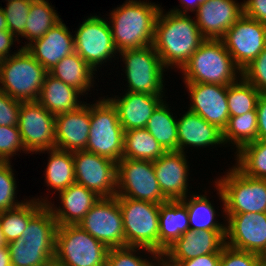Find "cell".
Instances as JSON below:
<instances>
[{"label":"cell","mask_w":266,"mask_h":266,"mask_svg":"<svg viewBox=\"0 0 266 266\" xmlns=\"http://www.w3.org/2000/svg\"><path fill=\"white\" fill-rule=\"evenodd\" d=\"M80 95L85 94L47 73L37 101L50 113L57 115L75 111L86 103L78 100Z\"/></svg>","instance_id":"obj_26"},{"label":"cell","mask_w":266,"mask_h":266,"mask_svg":"<svg viewBox=\"0 0 266 266\" xmlns=\"http://www.w3.org/2000/svg\"><path fill=\"white\" fill-rule=\"evenodd\" d=\"M122 97V98H121ZM163 95H151L126 91L125 95L108 97L116 108L124 131L145 128L156 108L164 101Z\"/></svg>","instance_id":"obj_23"},{"label":"cell","mask_w":266,"mask_h":266,"mask_svg":"<svg viewBox=\"0 0 266 266\" xmlns=\"http://www.w3.org/2000/svg\"><path fill=\"white\" fill-rule=\"evenodd\" d=\"M221 253H210L185 261H179L175 266H219Z\"/></svg>","instance_id":"obj_48"},{"label":"cell","mask_w":266,"mask_h":266,"mask_svg":"<svg viewBox=\"0 0 266 266\" xmlns=\"http://www.w3.org/2000/svg\"><path fill=\"white\" fill-rule=\"evenodd\" d=\"M117 195L151 203L163 204V195L155 176L153 162L122 158L117 163Z\"/></svg>","instance_id":"obj_10"},{"label":"cell","mask_w":266,"mask_h":266,"mask_svg":"<svg viewBox=\"0 0 266 266\" xmlns=\"http://www.w3.org/2000/svg\"><path fill=\"white\" fill-rule=\"evenodd\" d=\"M0 30H8L5 14L1 6H0Z\"/></svg>","instance_id":"obj_53"},{"label":"cell","mask_w":266,"mask_h":266,"mask_svg":"<svg viewBox=\"0 0 266 266\" xmlns=\"http://www.w3.org/2000/svg\"><path fill=\"white\" fill-rule=\"evenodd\" d=\"M0 266H11L10 253L7 245L0 247Z\"/></svg>","instance_id":"obj_52"},{"label":"cell","mask_w":266,"mask_h":266,"mask_svg":"<svg viewBox=\"0 0 266 266\" xmlns=\"http://www.w3.org/2000/svg\"><path fill=\"white\" fill-rule=\"evenodd\" d=\"M43 198H33L26 201L24 199L21 205L0 212V224L7 244L21 237L29 220L48 203L49 200L46 197Z\"/></svg>","instance_id":"obj_29"},{"label":"cell","mask_w":266,"mask_h":266,"mask_svg":"<svg viewBox=\"0 0 266 266\" xmlns=\"http://www.w3.org/2000/svg\"><path fill=\"white\" fill-rule=\"evenodd\" d=\"M226 173L214 186L223 213L266 212V179L246 176L235 165Z\"/></svg>","instance_id":"obj_6"},{"label":"cell","mask_w":266,"mask_h":266,"mask_svg":"<svg viewBox=\"0 0 266 266\" xmlns=\"http://www.w3.org/2000/svg\"><path fill=\"white\" fill-rule=\"evenodd\" d=\"M226 230H188L169 245L161 258L171 266L210 253H221L225 242Z\"/></svg>","instance_id":"obj_18"},{"label":"cell","mask_w":266,"mask_h":266,"mask_svg":"<svg viewBox=\"0 0 266 266\" xmlns=\"http://www.w3.org/2000/svg\"><path fill=\"white\" fill-rule=\"evenodd\" d=\"M184 83L230 85L242 75L222 40L206 39L180 70ZM238 75V76H237Z\"/></svg>","instance_id":"obj_3"},{"label":"cell","mask_w":266,"mask_h":266,"mask_svg":"<svg viewBox=\"0 0 266 266\" xmlns=\"http://www.w3.org/2000/svg\"><path fill=\"white\" fill-rule=\"evenodd\" d=\"M78 225L108 248L125 247L123 217L118 198H100Z\"/></svg>","instance_id":"obj_13"},{"label":"cell","mask_w":266,"mask_h":266,"mask_svg":"<svg viewBox=\"0 0 266 266\" xmlns=\"http://www.w3.org/2000/svg\"><path fill=\"white\" fill-rule=\"evenodd\" d=\"M189 91L188 110L200 115L220 130L227 127L230 114L227 102V85L184 83Z\"/></svg>","instance_id":"obj_17"},{"label":"cell","mask_w":266,"mask_h":266,"mask_svg":"<svg viewBox=\"0 0 266 266\" xmlns=\"http://www.w3.org/2000/svg\"><path fill=\"white\" fill-rule=\"evenodd\" d=\"M260 92L242 76L227 87V102L230 117L256 110Z\"/></svg>","instance_id":"obj_39"},{"label":"cell","mask_w":266,"mask_h":266,"mask_svg":"<svg viewBox=\"0 0 266 266\" xmlns=\"http://www.w3.org/2000/svg\"><path fill=\"white\" fill-rule=\"evenodd\" d=\"M226 245L259 254L266 248V212L224 213ZM227 218V219H226Z\"/></svg>","instance_id":"obj_16"},{"label":"cell","mask_w":266,"mask_h":266,"mask_svg":"<svg viewBox=\"0 0 266 266\" xmlns=\"http://www.w3.org/2000/svg\"><path fill=\"white\" fill-rule=\"evenodd\" d=\"M119 56L125 64L126 91L151 95L165 93L163 72L166 68L153 45L126 49L119 52Z\"/></svg>","instance_id":"obj_9"},{"label":"cell","mask_w":266,"mask_h":266,"mask_svg":"<svg viewBox=\"0 0 266 266\" xmlns=\"http://www.w3.org/2000/svg\"><path fill=\"white\" fill-rule=\"evenodd\" d=\"M95 71L76 53L65 56L48 73L82 94L93 88Z\"/></svg>","instance_id":"obj_28"},{"label":"cell","mask_w":266,"mask_h":266,"mask_svg":"<svg viewBox=\"0 0 266 266\" xmlns=\"http://www.w3.org/2000/svg\"><path fill=\"white\" fill-rule=\"evenodd\" d=\"M21 150L26 154L18 126H0V161H10Z\"/></svg>","instance_id":"obj_43"},{"label":"cell","mask_w":266,"mask_h":266,"mask_svg":"<svg viewBox=\"0 0 266 266\" xmlns=\"http://www.w3.org/2000/svg\"><path fill=\"white\" fill-rule=\"evenodd\" d=\"M235 154V166L243 174L256 179H266V140L246 144Z\"/></svg>","instance_id":"obj_38"},{"label":"cell","mask_w":266,"mask_h":266,"mask_svg":"<svg viewBox=\"0 0 266 266\" xmlns=\"http://www.w3.org/2000/svg\"><path fill=\"white\" fill-rule=\"evenodd\" d=\"M90 122L86 151L118 163L123 154L124 130L116 108L107 98L90 105Z\"/></svg>","instance_id":"obj_7"},{"label":"cell","mask_w":266,"mask_h":266,"mask_svg":"<svg viewBox=\"0 0 266 266\" xmlns=\"http://www.w3.org/2000/svg\"><path fill=\"white\" fill-rule=\"evenodd\" d=\"M166 151L146 128L124 131L122 158L155 161Z\"/></svg>","instance_id":"obj_32"},{"label":"cell","mask_w":266,"mask_h":266,"mask_svg":"<svg viewBox=\"0 0 266 266\" xmlns=\"http://www.w3.org/2000/svg\"><path fill=\"white\" fill-rule=\"evenodd\" d=\"M219 266H259L258 254L225 245L221 250Z\"/></svg>","instance_id":"obj_45"},{"label":"cell","mask_w":266,"mask_h":266,"mask_svg":"<svg viewBox=\"0 0 266 266\" xmlns=\"http://www.w3.org/2000/svg\"><path fill=\"white\" fill-rule=\"evenodd\" d=\"M56 219L45 204L30 220L22 232L24 245L55 246Z\"/></svg>","instance_id":"obj_33"},{"label":"cell","mask_w":266,"mask_h":266,"mask_svg":"<svg viewBox=\"0 0 266 266\" xmlns=\"http://www.w3.org/2000/svg\"><path fill=\"white\" fill-rule=\"evenodd\" d=\"M162 9L155 22L153 47L166 70L169 66L181 70L206 39L189 14Z\"/></svg>","instance_id":"obj_1"},{"label":"cell","mask_w":266,"mask_h":266,"mask_svg":"<svg viewBox=\"0 0 266 266\" xmlns=\"http://www.w3.org/2000/svg\"><path fill=\"white\" fill-rule=\"evenodd\" d=\"M258 117V139L266 140V93H261L256 106Z\"/></svg>","instance_id":"obj_49"},{"label":"cell","mask_w":266,"mask_h":266,"mask_svg":"<svg viewBox=\"0 0 266 266\" xmlns=\"http://www.w3.org/2000/svg\"><path fill=\"white\" fill-rule=\"evenodd\" d=\"M243 14L266 24V0H244Z\"/></svg>","instance_id":"obj_47"},{"label":"cell","mask_w":266,"mask_h":266,"mask_svg":"<svg viewBox=\"0 0 266 266\" xmlns=\"http://www.w3.org/2000/svg\"><path fill=\"white\" fill-rule=\"evenodd\" d=\"M24 244L22 237L7 244L11 266H50L54 263L55 246Z\"/></svg>","instance_id":"obj_37"},{"label":"cell","mask_w":266,"mask_h":266,"mask_svg":"<svg viewBox=\"0 0 266 266\" xmlns=\"http://www.w3.org/2000/svg\"><path fill=\"white\" fill-rule=\"evenodd\" d=\"M16 188L11 161H0V212L15 208L24 202L15 200Z\"/></svg>","instance_id":"obj_42"},{"label":"cell","mask_w":266,"mask_h":266,"mask_svg":"<svg viewBox=\"0 0 266 266\" xmlns=\"http://www.w3.org/2000/svg\"><path fill=\"white\" fill-rule=\"evenodd\" d=\"M90 104L55 115V148L69 152L86 150L90 132Z\"/></svg>","instance_id":"obj_21"},{"label":"cell","mask_w":266,"mask_h":266,"mask_svg":"<svg viewBox=\"0 0 266 266\" xmlns=\"http://www.w3.org/2000/svg\"><path fill=\"white\" fill-rule=\"evenodd\" d=\"M108 251L79 225L57 226L54 263L58 266H106Z\"/></svg>","instance_id":"obj_5"},{"label":"cell","mask_w":266,"mask_h":266,"mask_svg":"<svg viewBox=\"0 0 266 266\" xmlns=\"http://www.w3.org/2000/svg\"><path fill=\"white\" fill-rule=\"evenodd\" d=\"M58 193L62 207L61 205L55 207L51 201L47 203L56 219L57 226L78 225L86 213L101 198L76 182Z\"/></svg>","instance_id":"obj_24"},{"label":"cell","mask_w":266,"mask_h":266,"mask_svg":"<svg viewBox=\"0 0 266 266\" xmlns=\"http://www.w3.org/2000/svg\"><path fill=\"white\" fill-rule=\"evenodd\" d=\"M168 106L164 100L153 112L145 128L166 152L178 151L177 118Z\"/></svg>","instance_id":"obj_31"},{"label":"cell","mask_w":266,"mask_h":266,"mask_svg":"<svg viewBox=\"0 0 266 266\" xmlns=\"http://www.w3.org/2000/svg\"><path fill=\"white\" fill-rule=\"evenodd\" d=\"M181 201L186 205L192 231L226 230V225L216 221V211L207 195L189 194ZM190 197V198H189Z\"/></svg>","instance_id":"obj_34"},{"label":"cell","mask_w":266,"mask_h":266,"mask_svg":"<svg viewBox=\"0 0 266 266\" xmlns=\"http://www.w3.org/2000/svg\"><path fill=\"white\" fill-rule=\"evenodd\" d=\"M258 139L257 111H249L243 115L230 117L223 130L224 144H233L237 153L246 144Z\"/></svg>","instance_id":"obj_36"},{"label":"cell","mask_w":266,"mask_h":266,"mask_svg":"<svg viewBox=\"0 0 266 266\" xmlns=\"http://www.w3.org/2000/svg\"><path fill=\"white\" fill-rule=\"evenodd\" d=\"M7 245V242L4 239L1 224H0V247H4Z\"/></svg>","instance_id":"obj_55"},{"label":"cell","mask_w":266,"mask_h":266,"mask_svg":"<svg viewBox=\"0 0 266 266\" xmlns=\"http://www.w3.org/2000/svg\"><path fill=\"white\" fill-rule=\"evenodd\" d=\"M140 251H145L149 254L148 256L151 254L152 259L148 260L146 257L138 256L142 253ZM160 259L161 255L143 247L125 246L109 248L106 266H155Z\"/></svg>","instance_id":"obj_40"},{"label":"cell","mask_w":266,"mask_h":266,"mask_svg":"<svg viewBox=\"0 0 266 266\" xmlns=\"http://www.w3.org/2000/svg\"><path fill=\"white\" fill-rule=\"evenodd\" d=\"M161 5L126 0L109 14L113 42L119 52L153 45L155 22Z\"/></svg>","instance_id":"obj_2"},{"label":"cell","mask_w":266,"mask_h":266,"mask_svg":"<svg viewBox=\"0 0 266 266\" xmlns=\"http://www.w3.org/2000/svg\"><path fill=\"white\" fill-rule=\"evenodd\" d=\"M21 103L0 89V126H18Z\"/></svg>","instance_id":"obj_46"},{"label":"cell","mask_w":266,"mask_h":266,"mask_svg":"<svg viewBox=\"0 0 266 266\" xmlns=\"http://www.w3.org/2000/svg\"><path fill=\"white\" fill-rule=\"evenodd\" d=\"M260 93H266V47L247 67L241 75Z\"/></svg>","instance_id":"obj_44"},{"label":"cell","mask_w":266,"mask_h":266,"mask_svg":"<svg viewBox=\"0 0 266 266\" xmlns=\"http://www.w3.org/2000/svg\"><path fill=\"white\" fill-rule=\"evenodd\" d=\"M47 73L26 48H20L0 67V89L22 102L37 101Z\"/></svg>","instance_id":"obj_4"},{"label":"cell","mask_w":266,"mask_h":266,"mask_svg":"<svg viewBox=\"0 0 266 266\" xmlns=\"http://www.w3.org/2000/svg\"><path fill=\"white\" fill-rule=\"evenodd\" d=\"M259 266H266V248L263 249L259 254Z\"/></svg>","instance_id":"obj_54"},{"label":"cell","mask_w":266,"mask_h":266,"mask_svg":"<svg viewBox=\"0 0 266 266\" xmlns=\"http://www.w3.org/2000/svg\"><path fill=\"white\" fill-rule=\"evenodd\" d=\"M7 7L3 8L8 30L18 39L25 38V27L28 19L32 0L6 1Z\"/></svg>","instance_id":"obj_41"},{"label":"cell","mask_w":266,"mask_h":266,"mask_svg":"<svg viewBox=\"0 0 266 266\" xmlns=\"http://www.w3.org/2000/svg\"><path fill=\"white\" fill-rule=\"evenodd\" d=\"M186 153L167 151L153 161L155 176L168 200H182L188 196L189 166Z\"/></svg>","instance_id":"obj_20"},{"label":"cell","mask_w":266,"mask_h":266,"mask_svg":"<svg viewBox=\"0 0 266 266\" xmlns=\"http://www.w3.org/2000/svg\"><path fill=\"white\" fill-rule=\"evenodd\" d=\"M26 50L47 71H50L65 56L75 52L74 35L60 20L43 37L29 44Z\"/></svg>","instance_id":"obj_22"},{"label":"cell","mask_w":266,"mask_h":266,"mask_svg":"<svg viewBox=\"0 0 266 266\" xmlns=\"http://www.w3.org/2000/svg\"><path fill=\"white\" fill-rule=\"evenodd\" d=\"M18 128L26 151L45 153L55 148V115L38 101L22 102Z\"/></svg>","instance_id":"obj_14"},{"label":"cell","mask_w":266,"mask_h":266,"mask_svg":"<svg viewBox=\"0 0 266 266\" xmlns=\"http://www.w3.org/2000/svg\"><path fill=\"white\" fill-rule=\"evenodd\" d=\"M190 230L186 205L181 200H168L159 209V255L182 234Z\"/></svg>","instance_id":"obj_27"},{"label":"cell","mask_w":266,"mask_h":266,"mask_svg":"<svg viewBox=\"0 0 266 266\" xmlns=\"http://www.w3.org/2000/svg\"><path fill=\"white\" fill-rule=\"evenodd\" d=\"M3 61H4V58L2 56H0V67L2 66L3 64Z\"/></svg>","instance_id":"obj_57"},{"label":"cell","mask_w":266,"mask_h":266,"mask_svg":"<svg viewBox=\"0 0 266 266\" xmlns=\"http://www.w3.org/2000/svg\"><path fill=\"white\" fill-rule=\"evenodd\" d=\"M48 163L45 170V183L50 190L63 191L75 183L73 153L57 148L47 150Z\"/></svg>","instance_id":"obj_30"},{"label":"cell","mask_w":266,"mask_h":266,"mask_svg":"<svg viewBox=\"0 0 266 266\" xmlns=\"http://www.w3.org/2000/svg\"><path fill=\"white\" fill-rule=\"evenodd\" d=\"M155 266H171L166 263L162 258L155 264Z\"/></svg>","instance_id":"obj_56"},{"label":"cell","mask_w":266,"mask_h":266,"mask_svg":"<svg viewBox=\"0 0 266 266\" xmlns=\"http://www.w3.org/2000/svg\"><path fill=\"white\" fill-rule=\"evenodd\" d=\"M55 7H52L47 0H32L28 19L25 27V38L29 41L21 48H26L29 44L51 29L61 18L59 17Z\"/></svg>","instance_id":"obj_35"},{"label":"cell","mask_w":266,"mask_h":266,"mask_svg":"<svg viewBox=\"0 0 266 266\" xmlns=\"http://www.w3.org/2000/svg\"><path fill=\"white\" fill-rule=\"evenodd\" d=\"M242 71L266 47V24L242 15L221 39Z\"/></svg>","instance_id":"obj_15"},{"label":"cell","mask_w":266,"mask_h":266,"mask_svg":"<svg viewBox=\"0 0 266 266\" xmlns=\"http://www.w3.org/2000/svg\"><path fill=\"white\" fill-rule=\"evenodd\" d=\"M75 182L101 198L117 195V163L82 150L73 152Z\"/></svg>","instance_id":"obj_12"},{"label":"cell","mask_w":266,"mask_h":266,"mask_svg":"<svg viewBox=\"0 0 266 266\" xmlns=\"http://www.w3.org/2000/svg\"><path fill=\"white\" fill-rule=\"evenodd\" d=\"M123 217L125 246L143 247L159 254L160 205L117 197Z\"/></svg>","instance_id":"obj_8"},{"label":"cell","mask_w":266,"mask_h":266,"mask_svg":"<svg viewBox=\"0 0 266 266\" xmlns=\"http://www.w3.org/2000/svg\"><path fill=\"white\" fill-rule=\"evenodd\" d=\"M196 12L195 21L205 39L221 40L243 15V2L208 0Z\"/></svg>","instance_id":"obj_19"},{"label":"cell","mask_w":266,"mask_h":266,"mask_svg":"<svg viewBox=\"0 0 266 266\" xmlns=\"http://www.w3.org/2000/svg\"><path fill=\"white\" fill-rule=\"evenodd\" d=\"M177 129L180 152L185 153L187 146L207 148L210 145H224L223 131L190 110L177 119Z\"/></svg>","instance_id":"obj_25"},{"label":"cell","mask_w":266,"mask_h":266,"mask_svg":"<svg viewBox=\"0 0 266 266\" xmlns=\"http://www.w3.org/2000/svg\"><path fill=\"white\" fill-rule=\"evenodd\" d=\"M14 40H18L17 42H19V39H17L9 30H0V56L4 59L13 55L10 54V49L12 45H14Z\"/></svg>","instance_id":"obj_50"},{"label":"cell","mask_w":266,"mask_h":266,"mask_svg":"<svg viewBox=\"0 0 266 266\" xmlns=\"http://www.w3.org/2000/svg\"><path fill=\"white\" fill-rule=\"evenodd\" d=\"M74 35L75 52L94 70L118 54L108 19L88 16ZM115 54V55H114ZM110 59V60H109ZM101 65V66H99Z\"/></svg>","instance_id":"obj_11"},{"label":"cell","mask_w":266,"mask_h":266,"mask_svg":"<svg viewBox=\"0 0 266 266\" xmlns=\"http://www.w3.org/2000/svg\"><path fill=\"white\" fill-rule=\"evenodd\" d=\"M206 1L208 0H180L181 9L176 7V9H171V11L181 14H188V11L195 12L197 8Z\"/></svg>","instance_id":"obj_51"}]
</instances>
